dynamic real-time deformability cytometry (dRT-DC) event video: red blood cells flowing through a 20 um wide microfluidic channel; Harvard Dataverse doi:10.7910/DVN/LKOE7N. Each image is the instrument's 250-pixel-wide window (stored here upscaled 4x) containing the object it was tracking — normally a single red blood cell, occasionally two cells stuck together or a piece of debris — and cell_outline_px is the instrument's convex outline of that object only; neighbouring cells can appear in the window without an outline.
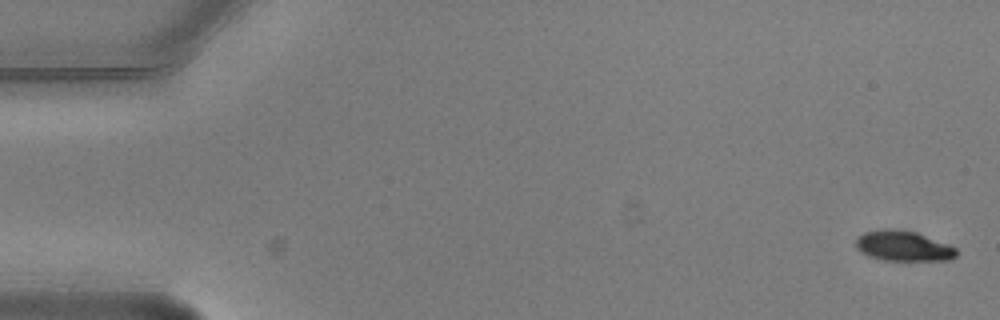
{"species": "common noctule bat (a hibernating species)", "species_latin": "Nyctalus noctula", "temperature_condition": "warm", "stored_images_in_passage": 7, "camera_frame_rate_fps": 3000, "um_per_image_px": 0.085, "animal": {"sex": "male", "body_mass_g": 20.5, "forearm_length_mm": 52.5}, "frame": {"image": 1, "passage_image": 1, "time_ms": 0.0, "image_size_px": [1000, 320], "cell_outline_px": [[956, 256], [952, 260], [884, 260], [868, 256], [860, 252], [856, 248], [856, 236], [864, 232], [880, 228], [900, 228], [916, 232], [948, 244], [956, 248]], "centroid_in_image_um": [76.73, 20.88], "position_along_channel_um": 8.3, "area_um2": 18.03}}
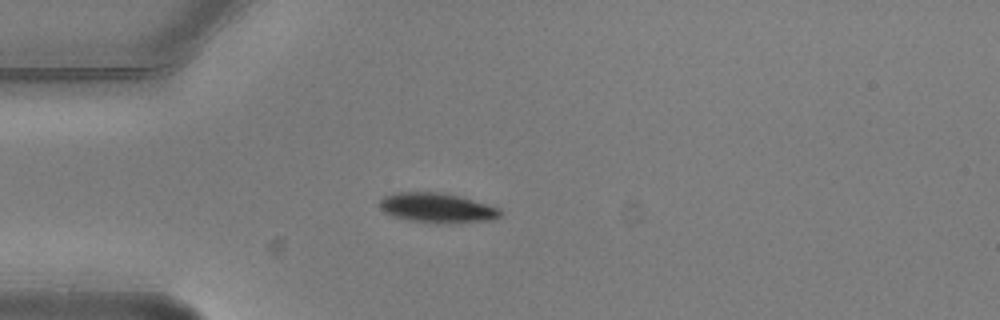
{"frame": {"image": 2, "passage_image": 4, "time_ms": 1.0, "image_size_px": [1000, 320], "cell_outline_px": [[504, 212], [500, 216], [492, 220], [408, 220], [392, 216], [384, 212], [380, 208], [380, 200], [384, 196], [396, 192], [440, 192], [460, 196], [500, 208]], "centroid_in_image_um": [37.12, 17.6], "position_along_channel_um": 47.9, "area_um2": 19.88}}
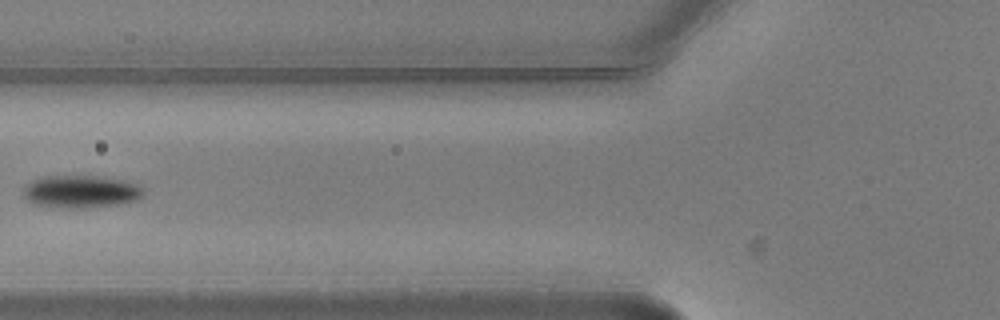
{"frame": {"image": 3, "passage_image": 6, "time_ms": 1.667, "image_size_px": [1000, 320], "cell_outline_px": [[144, 192], [136, 200], [116, 204], [80, 208], [68, 208], [36, 204], [28, 200], [24, 196], [24, 188], [32, 180], [40, 176], [100, 176], [124, 180], [136, 184]], "centroid_in_image_um": [6.85, 16.27], "position_along_channel_um": 119.0, "area_um2": 22.43}}